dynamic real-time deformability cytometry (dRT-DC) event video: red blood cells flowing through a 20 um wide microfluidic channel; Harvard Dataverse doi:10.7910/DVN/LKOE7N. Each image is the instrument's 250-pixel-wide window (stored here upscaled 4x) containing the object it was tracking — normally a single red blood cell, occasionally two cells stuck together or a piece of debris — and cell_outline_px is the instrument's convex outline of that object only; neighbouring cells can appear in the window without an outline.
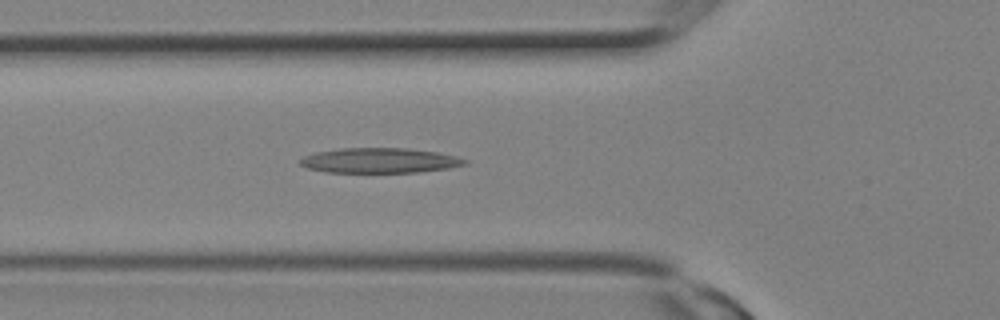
{"species": "Egyptian fruit bat (a non-hibernating species)", "species_latin": "Rousettus aegyptiacus", "temperature_condition": "room temperature", "stored_images_in_passage": 9, "camera_frame_rate_fps": 3000, "um_per_image_px": 0.085, "animal": {"sex": "female"}, "frame": {"image": 1, "passage_image": 9, "time_ms": 2.667, "image_size_px": [1000, 320], "cell_outline_px": [[468, 164], [448, 168], [416, 172], [324, 172], [308, 168], [300, 164], [300, 160], [304, 156], [316, 152], [340, 148], [408, 148], [436, 152], [456, 156], [468, 160]], "centroid_in_image_um": [32.28, 13.64], "position_along_channel_um": 93.5, "area_um2": 23.93}}